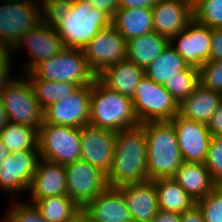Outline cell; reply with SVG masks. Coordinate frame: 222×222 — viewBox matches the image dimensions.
I'll return each mask as SVG.
<instances>
[{"instance_id":"obj_48","label":"cell","mask_w":222,"mask_h":222,"mask_svg":"<svg viewBox=\"0 0 222 222\" xmlns=\"http://www.w3.org/2000/svg\"><path fill=\"white\" fill-rule=\"evenodd\" d=\"M8 122V118L5 112V109L2 104V100L0 98V130L5 126V124Z\"/></svg>"},{"instance_id":"obj_26","label":"cell","mask_w":222,"mask_h":222,"mask_svg":"<svg viewBox=\"0 0 222 222\" xmlns=\"http://www.w3.org/2000/svg\"><path fill=\"white\" fill-rule=\"evenodd\" d=\"M112 25L129 40L153 30L152 10L150 8H119L112 17Z\"/></svg>"},{"instance_id":"obj_12","label":"cell","mask_w":222,"mask_h":222,"mask_svg":"<svg viewBox=\"0 0 222 222\" xmlns=\"http://www.w3.org/2000/svg\"><path fill=\"white\" fill-rule=\"evenodd\" d=\"M90 97L91 85L81 86L76 92L44 108V122L74 128L89 125Z\"/></svg>"},{"instance_id":"obj_10","label":"cell","mask_w":222,"mask_h":222,"mask_svg":"<svg viewBox=\"0 0 222 222\" xmlns=\"http://www.w3.org/2000/svg\"><path fill=\"white\" fill-rule=\"evenodd\" d=\"M67 195L83 209L108 187L106 173L84 160L65 165Z\"/></svg>"},{"instance_id":"obj_16","label":"cell","mask_w":222,"mask_h":222,"mask_svg":"<svg viewBox=\"0 0 222 222\" xmlns=\"http://www.w3.org/2000/svg\"><path fill=\"white\" fill-rule=\"evenodd\" d=\"M80 159L108 173L112 165L116 132L85 125L80 128Z\"/></svg>"},{"instance_id":"obj_42","label":"cell","mask_w":222,"mask_h":222,"mask_svg":"<svg viewBox=\"0 0 222 222\" xmlns=\"http://www.w3.org/2000/svg\"><path fill=\"white\" fill-rule=\"evenodd\" d=\"M93 8H98L113 17L119 9V0H88Z\"/></svg>"},{"instance_id":"obj_27","label":"cell","mask_w":222,"mask_h":222,"mask_svg":"<svg viewBox=\"0 0 222 222\" xmlns=\"http://www.w3.org/2000/svg\"><path fill=\"white\" fill-rule=\"evenodd\" d=\"M154 183L158 209L184 213L196 204L174 178H160Z\"/></svg>"},{"instance_id":"obj_9","label":"cell","mask_w":222,"mask_h":222,"mask_svg":"<svg viewBox=\"0 0 222 222\" xmlns=\"http://www.w3.org/2000/svg\"><path fill=\"white\" fill-rule=\"evenodd\" d=\"M4 2L0 6V49L11 52L26 32L41 23V10L36 4Z\"/></svg>"},{"instance_id":"obj_3","label":"cell","mask_w":222,"mask_h":222,"mask_svg":"<svg viewBox=\"0 0 222 222\" xmlns=\"http://www.w3.org/2000/svg\"><path fill=\"white\" fill-rule=\"evenodd\" d=\"M89 125L113 132L137 127L132 99L109 89L98 78L91 84Z\"/></svg>"},{"instance_id":"obj_35","label":"cell","mask_w":222,"mask_h":222,"mask_svg":"<svg viewBox=\"0 0 222 222\" xmlns=\"http://www.w3.org/2000/svg\"><path fill=\"white\" fill-rule=\"evenodd\" d=\"M42 4L41 22L55 28L71 9L73 0H43Z\"/></svg>"},{"instance_id":"obj_4","label":"cell","mask_w":222,"mask_h":222,"mask_svg":"<svg viewBox=\"0 0 222 222\" xmlns=\"http://www.w3.org/2000/svg\"><path fill=\"white\" fill-rule=\"evenodd\" d=\"M112 25V17L101 9L93 8L88 0H73V5L55 27L63 45L82 49L102 29Z\"/></svg>"},{"instance_id":"obj_2","label":"cell","mask_w":222,"mask_h":222,"mask_svg":"<svg viewBox=\"0 0 222 222\" xmlns=\"http://www.w3.org/2000/svg\"><path fill=\"white\" fill-rule=\"evenodd\" d=\"M147 143L148 180L173 178L184 162L171 121H149L140 124Z\"/></svg>"},{"instance_id":"obj_47","label":"cell","mask_w":222,"mask_h":222,"mask_svg":"<svg viewBox=\"0 0 222 222\" xmlns=\"http://www.w3.org/2000/svg\"><path fill=\"white\" fill-rule=\"evenodd\" d=\"M11 155L9 149L5 146V144L0 140V165L3 161Z\"/></svg>"},{"instance_id":"obj_11","label":"cell","mask_w":222,"mask_h":222,"mask_svg":"<svg viewBox=\"0 0 222 222\" xmlns=\"http://www.w3.org/2000/svg\"><path fill=\"white\" fill-rule=\"evenodd\" d=\"M127 44L113 25L102 29L83 48L90 69L98 76L107 67L126 59Z\"/></svg>"},{"instance_id":"obj_7","label":"cell","mask_w":222,"mask_h":222,"mask_svg":"<svg viewBox=\"0 0 222 222\" xmlns=\"http://www.w3.org/2000/svg\"><path fill=\"white\" fill-rule=\"evenodd\" d=\"M0 98L9 122L27 125L37 131L44 122L43 109L39 106L30 81L11 79Z\"/></svg>"},{"instance_id":"obj_41","label":"cell","mask_w":222,"mask_h":222,"mask_svg":"<svg viewBox=\"0 0 222 222\" xmlns=\"http://www.w3.org/2000/svg\"><path fill=\"white\" fill-rule=\"evenodd\" d=\"M207 126L212 136L222 137V103L212 114V117Z\"/></svg>"},{"instance_id":"obj_14","label":"cell","mask_w":222,"mask_h":222,"mask_svg":"<svg viewBox=\"0 0 222 222\" xmlns=\"http://www.w3.org/2000/svg\"><path fill=\"white\" fill-rule=\"evenodd\" d=\"M184 162L205 163L212 134L207 124L176 114L171 120Z\"/></svg>"},{"instance_id":"obj_20","label":"cell","mask_w":222,"mask_h":222,"mask_svg":"<svg viewBox=\"0 0 222 222\" xmlns=\"http://www.w3.org/2000/svg\"><path fill=\"white\" fill-rule=\"evenodd\" d=\"M28 190L33 204L41 198L67 195L65 165L40 158Z\"/></svg>"},{"instance_id":"obj_49","label":"cell","mask_w":222,"mask_h":222,"mask_svg":"<svg viewBox=\"0 0 222 222\" xmlns=\"http://www.w3.org/2000/svg\"><path fill=\"white\" fill-rule=\"evenodd\" d=\"M5 1H10V2H15V3H28V4H35L36 3V5H38L36 0H5Z\"/></svg>"},{"instance_id":"obj_25","label":"cell","mask_w":222,"mask_h":222,"mask_svg":"<svg viewBox=\"0 0 222 222\" xmlns=\"http://www.w3.org/2000/svg\"><path fill=\"white\" fill-rule=\"evenodd\" d=\"M127 59L146 69L168 46L170 40L156 32H150L127 40Z\"/></svg>"},{"instance_id":"obj_28","label":"cell","mask_w":222,"mask_h":222,"mask_svg":"<svg viewBox=\"0 0 222 222\" xmlns=\"http://www.w3.org/2000/svg\"><path fill=\"white\" fill-rule=\"evenodd\" d=\"M188 66L186 61L169 43L154 62L144 70V74L153 82L164 84L177 75L178 71L184 70Z\"/></svg>"},{"instance_id":"obj_31","label":"cell","mask_w":222,"mask_h":222,"mask_svg":"<svg viewBox=\"0 0 222 222\" xmlns=\"http://www.w3.org/2000/svg\"><path fill=\"white\" fill-rule=\"evenodd\" d=\"M39 106L44 109L53 102L76 92L81 86L70 82H53L39 78H30Z\"/></svg>"},{"instance_id":"obj_6","label":"cell","mask_w":222,"mask_h":222,"mask_svg":"<svg viewBox=\"0 0 222 222\" xmlns=\"http://www.w3.org/2000/svg\"><path fill=\"white\" fill-rule=\"evenodd\" d=\"M133 109L139 124L149 121H171L179 112V104L163 84L144 77L132 98Z\"/></svg>"},{"instance_id":"obj_33","label":"cell","mask_w":222,"mask_h":222,"mask_svg":"<svg viewBox=\"0 0 222 222\" xmlns=\"http://www.w3.org/2000/svg\"><path fill=\"white\" fill-rule=\"evenodd\" d=\"M193 19L209 28H222V0H195Z\"/></svg>"},{"instance_id":"obj_24","label":"cell","mask_w":222,"mask_h":222,"mask_svg":"<svg viewBox=\"0 0 222 222\" xmlns=\"http://www.w3.org/2000/svg\"><path fill=\"white\" fill-rule=\"evenodd\" d=\"M173 178L195 201L217 186L204 163L183 162Z\"/></svg>"},{"instance_id":"obj_32","label":"cell","mask_w":222,"mask_h":222,"mask_svg":"<svg viewBox=\"0 0 222 222\" xmlns=\"http://www.w3.org/2000/svg\"><path fill=\"white\" fill-rule=\"evenodd\" d=\"M199 83V68L189 65L186 69L178 71V74L166 81L163 86L180 104L195 90Z\"/></svg>"},{"instance_id":"obj_15","label":"cell","mask_w":222,"mask_h":222,"mask_svg":"<svg viewBox=\"0 0 222 222\" xmlns=\"http://www.w3.org/2000/svg\"><path fill=\"white\" fill-rule=\"evenodd\" d=\"M39 160V150L12 152L0 165V188L10 194L28 190Z\"/></svg>"},{"instance_id":"obj_21","label":"cell","mask_w":222,"mask_h":222,"mask_svg":"<svg viewBox=\"0 0 222 222\" xmlns=\"http://www.w3.org/2000/svg\"><path fill=\"white\" fill-rule=\"evenodd\" d=\"M120 188L133 222H151L159 210L154 181L125 184Z\"/></svg>"},{"instance_id":"obj_22","label":"cell","mask_w":222,"mask_h":222,"mask_svg":"<svg viewBox=\"0 0 222 222\" xmlns=\"http://www.w3.org/2000/svg\"><path fill=\"white\" fill-rule=\"evenodd\" d=\"M221 103V93L199 83L195 90L179 104L178 114L183 118L208 124Z\"/></svg>"},{"instance_id":"obj_29","label":"cell","mask_w":222,"mask_h":222,"mask_svg":"<svg viewBox=\"0 0 222 222\" xmlns=\"http://www.w3.org/2000/svg\"><path fill=\"white\" fill-rule=\"evenodd\" d=\"M0 140L10 153L38 150V131L30 126L7 122L0 130Z\"/></svg>"},{"instance_id":"obj_13","label":"cell","mask_w":222,"mask_h":222,"mask_svg":"<svg viewBox=\"0 0 222 222\" xmlns=\"http://www.w3.org/2000/svg\"><path fill=\"white\" fill-rule=\"evenodd\" d=\"M211 35V28L192 19L184 30L170 39V45L188 65L200 68L210 60ZM176 39L178 43L174 44Z\"/></svg>"},{"instance_id":"obj_34","label":"cell","mask_w":222,"mask_h":222,"mask_svg":"<svg viewBox=\"0 0 222 222\" xmlns=\"http://www.w3.org/2000/svg\"><path fill=\"white\" fill-rule=\"evenodd\" d=\"M205 222H222V185H217L207 196L196 201Z\"/></svg>"},{"instance_id":"obj_1","label":"cell","mask_w":222,"mask_h":222,"mask_svg":"<svg viewBox=\"0 0 222 222\" xmlns=\"http://www.w3.org/2000/svg\"><path fill=\"white\" fill-rule=\"evenodd\" d=\"M106 178L111 187L148 180L146 134L141 125L116 132L114 156Z\"/></svg>"},{"instance_id":"obj_46","label":"cell","mask_w":222,"mask_h":222,"mask_svg":"<svg viewBox=\"0 0 222 222\" xmlns=\"http://www.w3.org/2000/svg\"><path fill=\"white\" fill-rule=\"evenodd\" d=\"M66 222H90L88 215L83 209H80L75 215H73Z\"/></svg>"},{"instance_id":"obj_45","label":"cell","mask_w":222,"mask_h":222,"mask_svg":"<svg viewBox=\"0 0 222 222\" xmlns=\"http://www.w3.org/2000/svg\"><path fill=\"white\" fill-rule=\"evenodd\" d=\"M181 222H205L201 209L197 204L181 213Z\"/></svg>"},{"instance_id":"obj_37","label":"cell","mask_w":222,"mask_h":222,"mask_svg":"<svg viewBox=\"0 0 222 222\" xmlns=\"http://www.w3.org/2000/svg\"><path fill=\"white\" fill-rule=\"evenodd\" d=\"M214 182L222 185V137L212 136L205 160Z\"/></svg>"},{"instance_id":"obj_30","label":"cell","mask_w":222,"mask_h":222,"mask_svg":"<svg viewBox=\"0 0 222 222\" xmlns=\"http://www.w3.org/2000/svg\"><path fill=\"white\" fill-rule=\"evenodd\" d=\"M34 205L47 222H66L80 210L68 195L41 198Z\"/></svg>"},{"instance_id":"obj_40","label":"cell","mask_w":222,"mask_h":222,"mask_svg":"<svg viewBox=\"0 0 222 222\" xmlns=\"http://www.w3.org/2000/svg\"><path fill=\"white\" fill-rule=\"evenodd\" d=\"M210 60H222V28H212Z\"/></svg>"},{"instance_id":"obj_18","label":"cell","mask_w":222,"mask_h":222,"mask_svg":"<svg viewBox=\"0 0 222 222\" xmlns=\"http://www.w3.org/2000/svg\"><path fill=\"white\" fill-rule=\"evenodd\" d=\"M23 45L28 48V55L32 57L24 68L25 73L30 72L40 62L49 59L65 48L55 28L42 22L20 38V41L13 48L14 51Z\"/></svg>"},{"instance_id":"obj_8","label":"cell","mask_w":222,"mask_h":222,"mask_svg":"<svg viewBox=\"0 0 222 222\" xmlns=\"http://www.w3.org/2000/svg\"><path fill=\"white\" fill-rule=\"evenodd\" d=\"M80 128L43 122L38 130L41 159L67 165L80 159Z\"/></svg>"},{"instance_id":"obj_5","label":"cell","mask_w":222,"mask_h":222,"mask_svg":"<svg viewBox=\"0 0 222 222\" xmlns=\"http://www.w3.org/2000/svg\"><path fill=\"white\" fill-rule=\"evenodd\" d=\"M26 75L28 78L70 82L80 86L91 85L97 79L96 74L90 69L84 51L68 47L40 62Z\"/></svg>"},{"instance_id":"obj_36","label":"cell","mask_w":222,"mask_h":222,"mask_svg":"<svg viewBox=\"0 0 222 222\" xmlns=\"http://www.w3.org/2000/svg\"><path fill=\"white\" fill-rule=\"evenodd\" d=\"M200 84L222 94V60H209L199 68Z\"/></svg>"},{"instance_id":"obj_43","label":"cell","mask_w":222,"mask_h":222,"mask_svg":"<svg viewBox=\"0 0 222 222\" xmlns=\"http://www.w3.org/2000/svg\"><path fill=\"white\" fill-rule=\"evenodd\" d=\"M159 0H119V8H150L152 9Z\"/></svg>"},{"instance_id":"obj_23","label":"cell","mask_w":222,"mask_h":222,"mask_svg":"<svg viewBox=\"0 0 222 222\" xmlns=\"http://www.w3.org/2000/svg\"><path fill=\"white\" fill-rule=\"evenodd\" d=\"M144 75V69L126 58L107 67L97 78L109 89L132 99Z\"/></svg>"},{"instance_id":"obj_38","label":"cell","mask_w":222,"mask_h":222,"mask_svg":"<svg viewBox=\"0 0 222 222\" xmlns=\"http://www.w3.org/2000/svg\"><path fill=\"white\" fill-rule=\"evenodd\" d=\"M8 211L5 217L8 222H47L39 209L30 202H17Z\"/></svg>"},{"instance_id":"obj_44","label":"cell","mask_w":222,"mask_h":222,"mask_svg":"<svg viewBox=\"0 0 222 222\" xmlns=\"http://www.w3.org/2000/svg\"><path fill=\"white\" fill-rule=\"evenodd\" d=\"M151 222H181V213L159 209Z\"/></svg>"},{"instance_id":"obj_39","label":"cell","mask_w":222,"mask_h":222,"mask_svg":"<svg viewBox=\"0 0 222 222\" xmlns=\"http://www.w3.org/2000/svg\"><path fill=\"white\" fill-rule=\"evenodd\" d=\"M11 54L7 50L0 49V95L11 81Z\"/></svg>"},{"instance_id":"obj_17","label":"cell","mask_w":222,"mask_h":222,"mask_svg":"<svg viewBox=\"0 0 222 222\" xmlns=\"http://www.w3.org/2000/svg\"><path fill=\"white\" fill-rule=\"evenodd\" d=\"M151 10L154 32L169 40L193 19V3L186 0H159Z\"/></svg>"},{"instance_id":"obj_19","label":"cell","mask_w":222,"mask_h":222,"mask_svg":"<svg viewBox=\"0 0 222 222\" xmlns=\"http://www.w3.org/2000/svg\"><path fill=\"white\" fill-rule=\"evenodd\" d=\"M83 210L90 222H133L120 187L108 186Z\"/></svg>"}]
</instances>
